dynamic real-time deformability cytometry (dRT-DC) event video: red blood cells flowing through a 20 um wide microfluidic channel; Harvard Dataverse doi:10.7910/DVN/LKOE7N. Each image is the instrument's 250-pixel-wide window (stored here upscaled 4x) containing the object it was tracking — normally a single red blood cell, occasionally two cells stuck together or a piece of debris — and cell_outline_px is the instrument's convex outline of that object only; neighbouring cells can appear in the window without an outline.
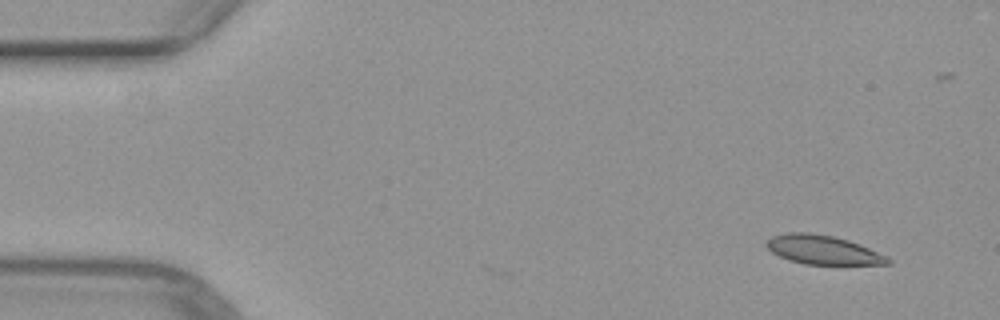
{"species": "common noctule bat (a hibernating species)", "species_latin": "Nyctalus noctula", "temperature_condition": "warm", "stored_images_in_passage": 36, "camera_frame_rate_fps": 3000, "um_per_image_px": 0.085, "animal": {"sex": "female", "body_mass_g": 29.2, "forearm_length_mm": 56.3}, "frame": {"image": 1, "passage_image": 1, "time_ms": 0.0, "image_size_px": [1000, 320], "cell_outline_px": [[892, 264], [804, 264], [788, 260], [772, 252], [764, 244], [772, 236], [788, 232], [808, 232], [832, 236], [848, 240], [860, 244], [888, 256], [892, 260]], "centroid_in_image_um": [69.96, 21.23], "position_along_channel_um": 15.0, "area_um2": 20.52}}
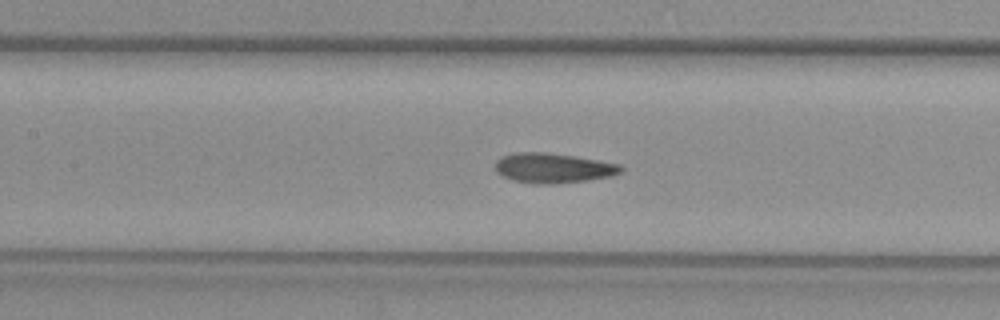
{"frame": {"image": 2, "passage_image": 20, "time_ms": 6.333, "image_size_px": [1000, 320], "cell_outline_px": [[624, 172], [612, 176], [588, 180], [556, 184], [536, 184], [512, 180], [500, 176], [496, 172], [496, 160], [500, 156], [512, 152], [548, 152], [576, 156], [620, 164], [624, 168]], "centroid_in_image_um": [47.01, 14.28], "position_along_channel_um": 160.4, "area_um2": 22.37}}
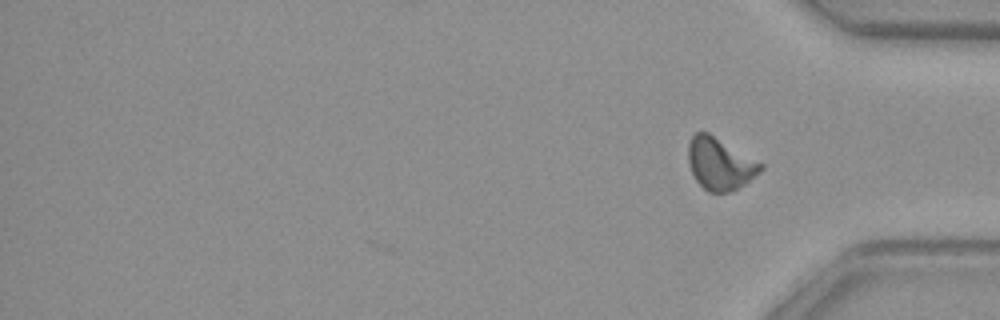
{"frame": {"image": 3, "passage_image": 36, "time_ms": 11.667, "image_size_px": [1000, 320], "cell_outline_px": [[764, 168], [760, 172], [744, 184], [732, 192], [708, 192], [696, 180], [688, 164], [688, 144], [692, 136], [696, 132], [708, 132], [764, 164]], "centroid_in_image_um": [61.19, 13.92], "position_along_channel_um": 374.0, "area_um2": 21.91}}